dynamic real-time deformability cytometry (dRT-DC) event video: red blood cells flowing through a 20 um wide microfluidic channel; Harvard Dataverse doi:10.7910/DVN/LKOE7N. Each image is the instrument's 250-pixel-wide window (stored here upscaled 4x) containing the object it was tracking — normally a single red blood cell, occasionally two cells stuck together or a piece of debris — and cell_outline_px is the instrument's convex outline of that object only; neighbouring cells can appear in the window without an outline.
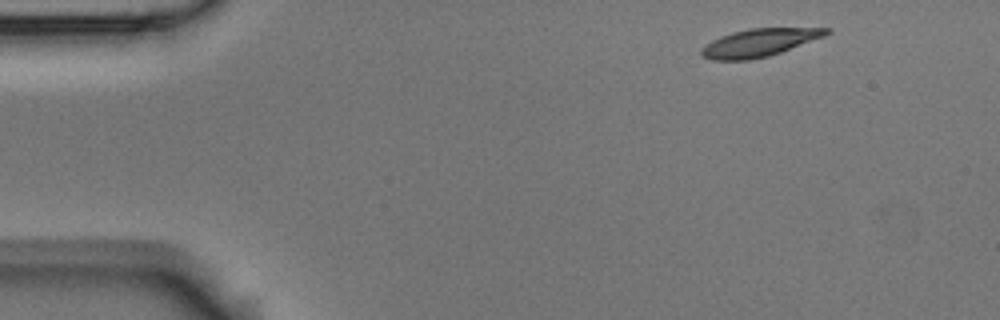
{"species": "Egyptian fruit bat (a non-hibernating species)", "species_latin": "Rousettus aegyptiacus", "temperature_condition": "room temperature", "stored_images_in_passage": 4, "segment_of_instrument_passage": [1, 2], "camera_frame_rate_fps": 3000, "um_per_image_px": 0.085, "animal": {"sex": "male"}, "frame": {"image": 1, "passage_image": 1, "time_ms": 0.0, "image_size_px": [1000, 320], "cell_outline_px": [[832, 32], [824, 36], [780, 52], [768, 56], [748, 60], [712, 60], [700, 56], [700, 48], [712, 40], [720, 36], [732, 32], [748, 28], [832, 28]], "centroid_in_image_um": [64.49, 3.62], "position_along_channel_um": 20.5, "area_um2": 20.23}}